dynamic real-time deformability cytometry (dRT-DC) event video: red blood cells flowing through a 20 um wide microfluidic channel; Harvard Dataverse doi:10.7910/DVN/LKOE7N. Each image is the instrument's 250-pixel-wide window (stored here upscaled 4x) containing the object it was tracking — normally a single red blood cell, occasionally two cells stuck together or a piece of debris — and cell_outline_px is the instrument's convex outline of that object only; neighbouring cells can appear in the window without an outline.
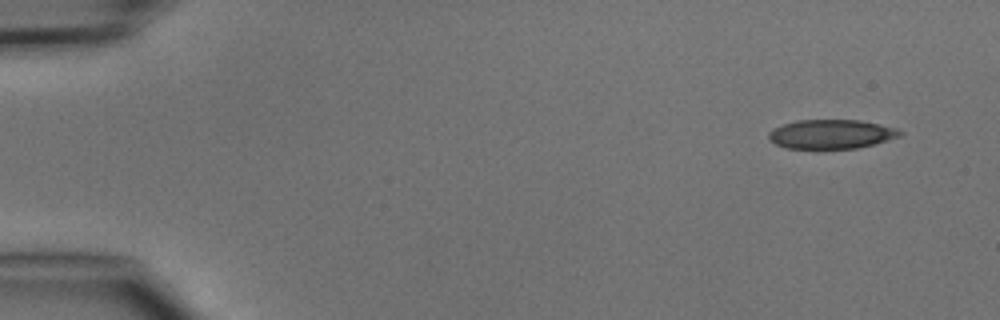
{"species": "common noctule bat (a hibernating species)", "species_latin": "Nyctalus noctula", "temperature_condition": "cold", "stored_images_in_passage": 3, "camera_frame_rate_fps": 3000, "um_per_image_px": 0.085, "animal": {"sex": "male", "body_mass_g": 15.6}, "frame": {"image": 1, "passage_image": 1, "time_ms": 0.0, "image_size_px": [1000, 320], "cell_outline_px": [[904, 132], [900, 136], [872, 144], [856, 148], [784, 148], [768, 140], [768, 132], [784, 124], [796, 120], [860, 120], [896, 128]], "centroid_in_image_um": [70.63, 11.4], "position_along_channel_um": 14.4, "area_um2": 22.08}}